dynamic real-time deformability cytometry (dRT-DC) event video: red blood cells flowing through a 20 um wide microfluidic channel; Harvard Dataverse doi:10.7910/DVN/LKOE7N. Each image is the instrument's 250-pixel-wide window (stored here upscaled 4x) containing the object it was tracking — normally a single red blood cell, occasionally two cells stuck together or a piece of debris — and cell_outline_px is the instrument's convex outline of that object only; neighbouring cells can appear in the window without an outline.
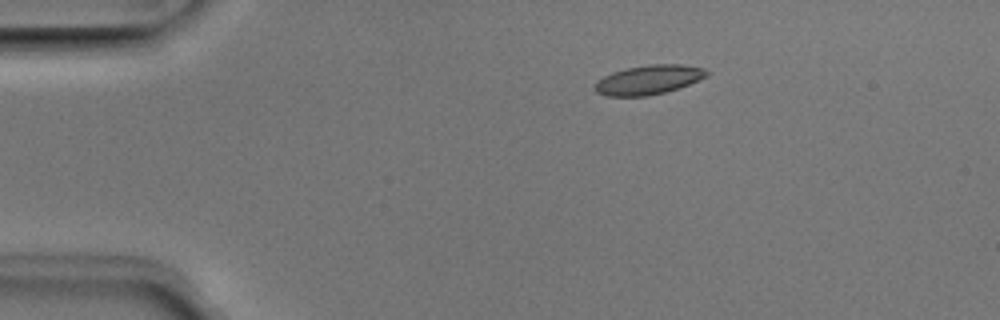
{"species": "Egyptian fruit bat (a non-hibernating species)", "species_latin": "Rousettus aegyptiacus", "temperature_condition": "room temperature", "stored_images_in_passage": 22, "camera_frame_rate_fps": 3000, "um_per_image_px": 0.085, "animal": {"sex": "male"}, "frame": {"image": 1, "passage_image": 1, "time_ms": 0.0, "image_size_px": [1000, 320], "cell_outline_px": [[712, 72], [708, 76], [680, 88], [648, 96], [608, 96], [596, 92], [596, 84], [604, 76], [612, 72], [628, 68], [652, 64], [680, 64], [704, 68]], "centroid_in_image_um": [55.21, 6.78], "position_along_channel_um": 29.8, "area_um2": 19.02}}
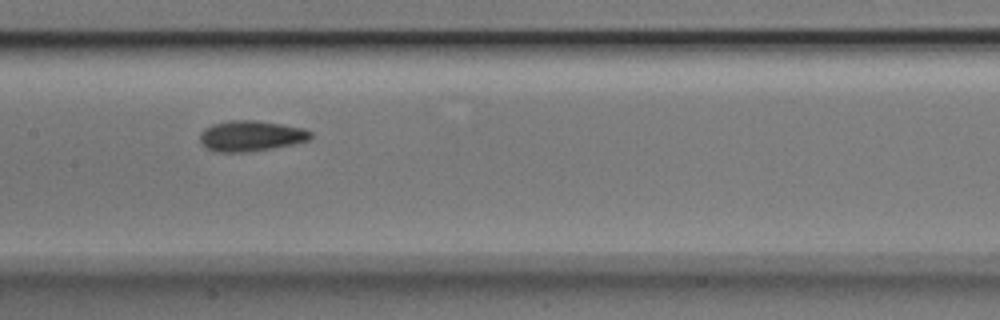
{"frame": {"image": 2, "passage_image": 17, "time_ms": 5.333, "image_size_px": [1000, 320], "cell_outline_px": [[312, 136], [308, 140], [292, 144], [244, 152], [216, 152], [208, 148], [200, 140], [200, 132], [204, 128], [212, 124], [228, 120], [256, 120], [304, 128], [312, 132]], "centroid_in_image_um": [21.3, 11.53], "position_along_channel_um": 186.1, "area_um2": 19.54}}
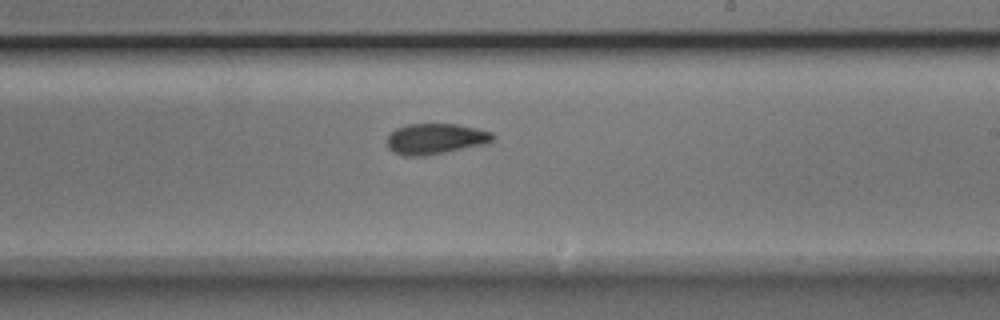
{"frame": {"image": 3, "passage_image": 22, "time_ms": 7.0, "image_size_px": [1000, 320], "cell_outline_px": [[496, 136], [492, 140], [484, 144], [424, 156], [404, 156], [388, 148], [388, 136], [396, 128], [408, 124], [456, 124], [476, 128], [492, 132]], "centroid_in_image_um": [37.02, 11.79], "position_along_channel_um": 252.0, "area_um2": 18.67}}